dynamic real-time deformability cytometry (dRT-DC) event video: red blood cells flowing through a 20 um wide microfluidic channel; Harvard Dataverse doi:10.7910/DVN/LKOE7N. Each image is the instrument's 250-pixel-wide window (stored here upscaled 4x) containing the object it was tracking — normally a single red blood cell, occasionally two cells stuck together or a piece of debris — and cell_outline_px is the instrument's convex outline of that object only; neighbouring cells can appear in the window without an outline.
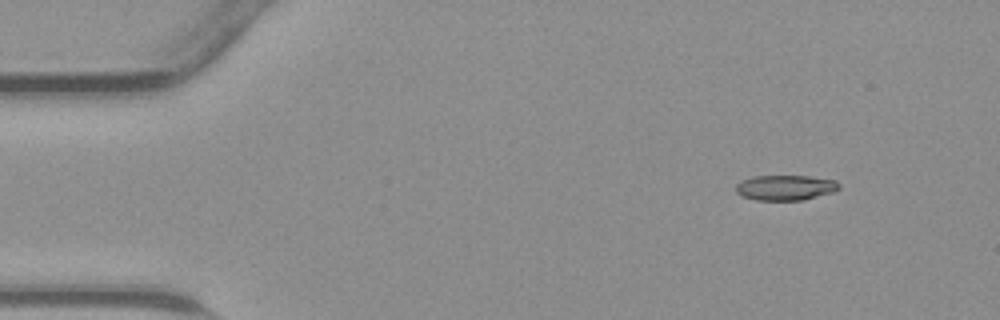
{"species": "common noctule bat (a hibernating species)", "species_latin": "Nyctalus noctula", "temperature_condition": "warm", "stored_images_in_passage": 41, "camera_frame_rate_fps": 3000, "um_per_image_px": 0.085, "animal": {"sex": "male", "body_mass_g": 23.1, "forearm_length_mm": 52.7}, "frame": {"image": 1, "passage_image": 1, "time_ms": 0.0, "image_size_px": [1000, 320], "cell_outline_px": [[840, 188], [832, 192], [804, 200], [756, 200], [744, 196], [736, 192], [736, 184], [740, 180], [756, 176], [808, 176], [836, 180], [840, 184]], "centroid_in_image_um": [66.77, 15.94], "position_along_channel_um": 18.2, "area_um2": 15.14}}
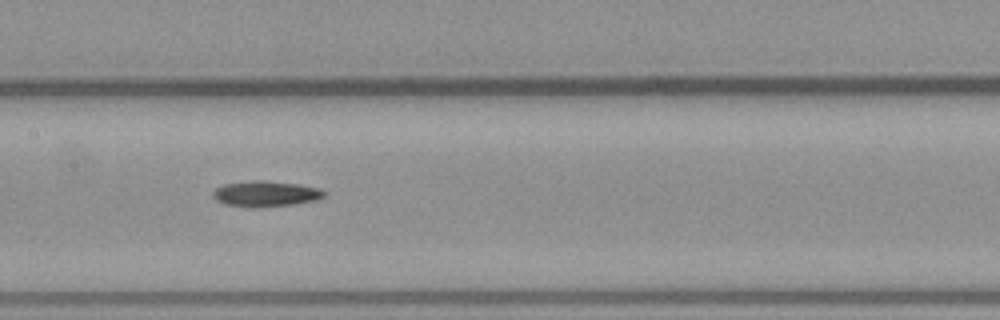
{"frame": {"image": 2, "passage_image": 18, "time_ms": 5.667, "image_size_px": [1000, 320], "cell_outline_px": [[328, 192], [324, 196], [316, 200], [292, 204], [256, 208], [252, 208], [224, 204], [216, 200], [212, 196], [212, 192], [216, 188], [224, 184], [252, 180], [260, 180], [296, 184], [320, 188]], "centroid_in_image_um": [22.56, 16.48], "position_along_channel_um": 184.8, "area_um2": 16.7}}
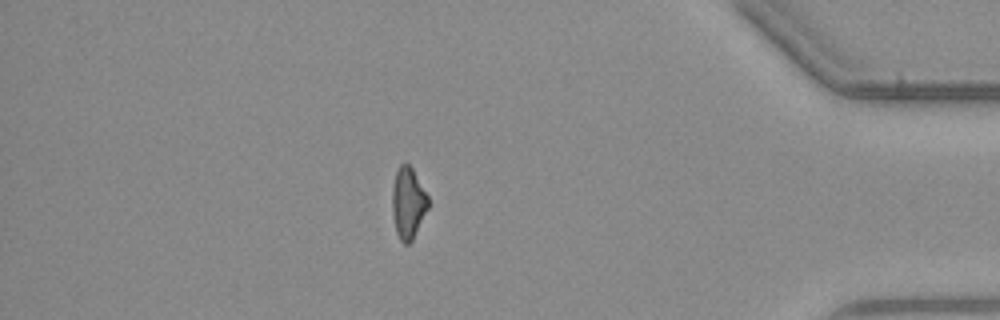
{"frame": {"image": 3, "passage_image": 35, "time_ms": 11.333, "image_size_px": [1000, 320], "cell_outline_px": [[428, 208], [412, 240], [408, 244], [404, 244], [400, 240], [396, 232], [392, 212], [392, 188], [396, 172], [400, 164], [408, 164], [412, 168], [428, 196]], "centroid_in_image_um": [34.67, 17.26], "position_along_channel_um": 400.5, "area_um2": 14.8}}